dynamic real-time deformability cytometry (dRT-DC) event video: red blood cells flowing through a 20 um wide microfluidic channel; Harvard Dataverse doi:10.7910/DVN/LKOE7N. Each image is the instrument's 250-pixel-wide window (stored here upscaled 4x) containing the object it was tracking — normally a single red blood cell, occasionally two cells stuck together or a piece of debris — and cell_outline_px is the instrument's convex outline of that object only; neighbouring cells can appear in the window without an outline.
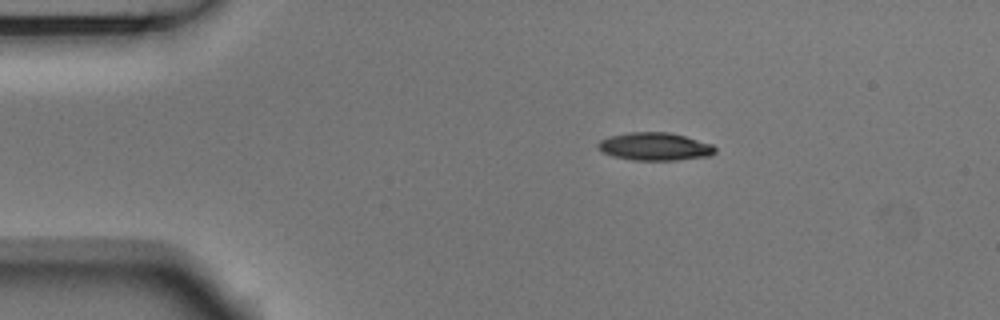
{"species": "Egyptian fruit bat (a non-hibernating species)", "species_latin": "Rousettus aegyptiacus", "temperature_condition": "room temperature", "stored_images_in_passage": 6, "camera_frame_rate_fps": 3000, "um_per_image_px": 0.085, "animal": {"sex": "male"}, "frame": {"image": 1, "passage_image": 2, "time_ms": 0.333, "image_size_px": [1000, 320], "cell_outline_px": [[716, 152], [712, 156], [676, 160], [632, 160], [612, 156], [596, 148], [596, 144], [600, 140], [608, 136], [628, 132], [668, 132], [684, 136], [712, 144], [716, 148]], "centroid_in_image_um": [55.64, 12.46], "position_along_channel_um": 29.4, "area_um2": 19.19}}
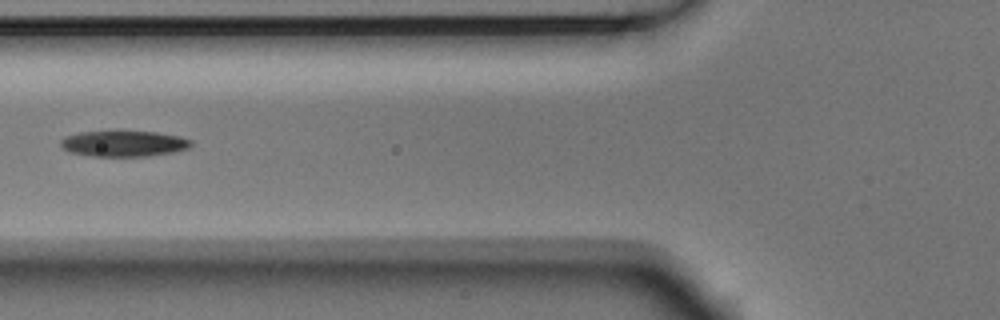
{"frame": {"image": 2, "passage_image": 5, "time_ms": 1.333, "image_size_px": [1000, 320], "cell_outline_px": [[192, 144], [188, 148], [172, 152], [148, 156], [92, 156], [68, 152], [60, 144], [60, 140], [64, 136], [80, 132], [116, 128], [156, 132], [180, 136], [192, 140]], "centroid_in_image_um": [10.48, 12.15], "position_along_channel_um": 115.3, "area_um2": 20.58}}
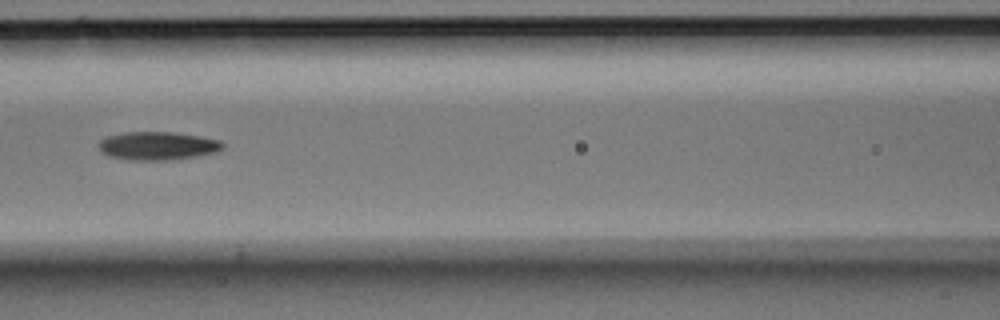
{"frame": {"image": 3, "passage_image": 6, "time_ms": 1.667, "image_size_px": [1000, 320], "cell_outline_px": [[224, 148], [216, 152], [200, 156], [172, 160], [128, 160], [108, 156], [100, 152], [96, 144], [104, 136], [124, 132], [172, 132], [200, 136], [220, 140], [224, 144]], "centroid_in_image_um": [13.36, 12.4], "position_along_channel_um": 153.2, "area_um2": 20.92}}